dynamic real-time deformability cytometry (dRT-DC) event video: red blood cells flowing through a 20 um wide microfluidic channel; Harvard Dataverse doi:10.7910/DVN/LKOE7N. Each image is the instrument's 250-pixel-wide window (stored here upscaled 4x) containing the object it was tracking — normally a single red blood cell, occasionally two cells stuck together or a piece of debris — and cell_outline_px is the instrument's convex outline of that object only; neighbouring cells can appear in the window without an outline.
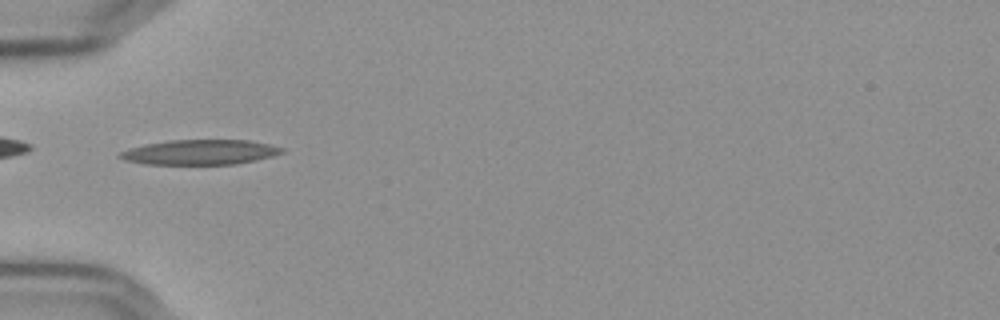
{"species": "Egyptian fruit bat (a non-hibernating species)", "species_latin": "Rousettus aegyptiacus", "temperature_condition": "cold", "stored_images_in_passage": 38, "camera_frame_rate_fps": 3000, "um_per_image_px": 0.085, "frame": {"image": 1, "passage_image": 1, "time_ms": 0.0, "image_size_px": [1000, 320], "cell_outline_px": [[284, 152], [272, 156], [256, 160], [236, 164], [144, 164], [124, 160], [116, 156], [120, 152], [144, 144], [168, 140], [248, 140], [268, 144], [284, 148]], "centroid_in_image_um": [16.99, 12.94], "position_along_channel_um": 68.0, "area_um2": 23.52}}
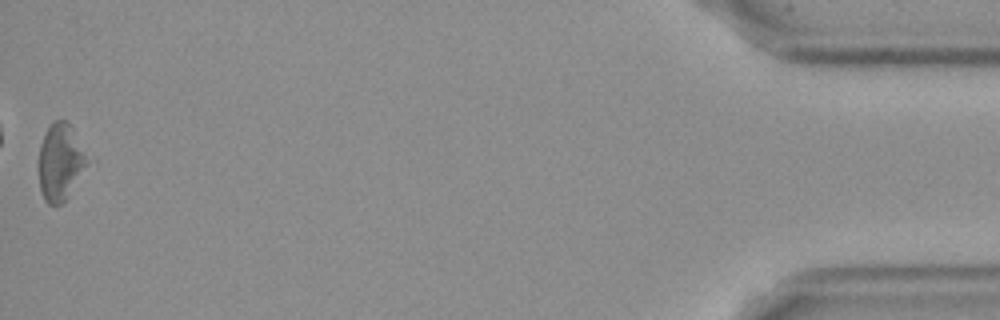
{"frame": {"image": 2, "passage_image": 38, "time_ms": 12.333, "image_size_px": [1000, 320], "cell_outline_px": [[96, 160], [64, 200], [60, 204], [48, 204], [44, 200], [40, 188], [40, 144], [48, 124], [52, 120], [64, 120], [72, 128]], "centroid_in_image_um": [5.26, 13.73], "position_along_channel_um": 429.9, "area_um2": 22.77}, "authors_computed_cell_mechanics": {"area_um2": 22.6287, "velocity_mm_per_s": 3.6396, "shape_relaxation_time_tau1_ms": 8.8492, "shape_relaxation_time_tau2_ms": null, "deformation_change_tau1": 0.1742, "deformation_change_tau2": null}}